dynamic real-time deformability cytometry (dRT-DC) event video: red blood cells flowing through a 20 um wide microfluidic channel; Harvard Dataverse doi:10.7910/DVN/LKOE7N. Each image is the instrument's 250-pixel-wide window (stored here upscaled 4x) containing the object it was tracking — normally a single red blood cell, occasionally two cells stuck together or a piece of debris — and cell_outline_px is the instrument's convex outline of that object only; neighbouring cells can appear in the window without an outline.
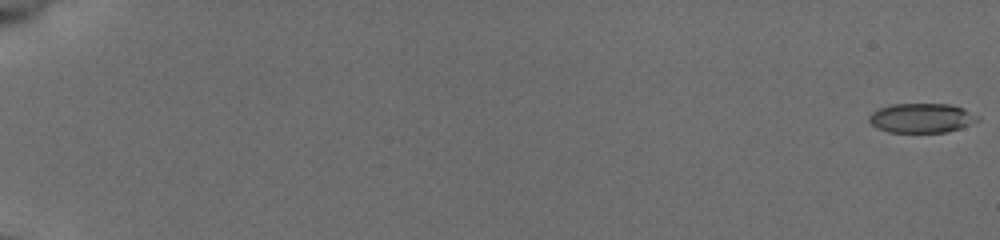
{"species": "common noctule bat (a hibernating species)", "species_latin": "Nyctalus noctula", "temperature_condition": "cold", "stored_images_in_passage": 21, "camera_frame_rate_fps": 3000, "um_per_image_px": 0.085, "animal": {"sex": "female", "body_mass_g": 19.5, "forearm_length_mm": 54.1}, "frame": {"image": 1, "passage_image": 1, "time_ms": 0.0, "image_size_px": [1000, 240], "cell_outline_px": [[980, 120], [960, 128], [944, 132], [888, 132], [876, 128], [868, 120], [868, 116], [872, 112], [880, 108], [892, 104], [948, 104], [964, 108], [980, 116]], "centroid_in_image_um": [78.34, 10.03], "position_along_channel_um": 6.7, "area_um2": 18.67}}
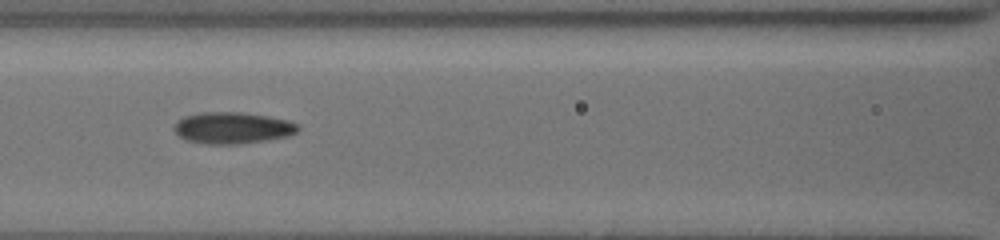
{"frame": {"image": 2, "passage_image": 18, "time_ms": 5.667, "image_size_px": [1000, 240], "cell_outline_px": [[300, 128], [296, 132], [288, 136], [264, 140], [236, 144], [208, 144], [188, 140], [180, 136], [172, 128], [176, 120], [184, 116], [200, 112], [240, 112], [268, 116], [288, 120], [300, 124]], "centroid_in_image_um": [19.76, 10.85], "position_along_channel_um": 146.8, "area_um2": 22.77}}
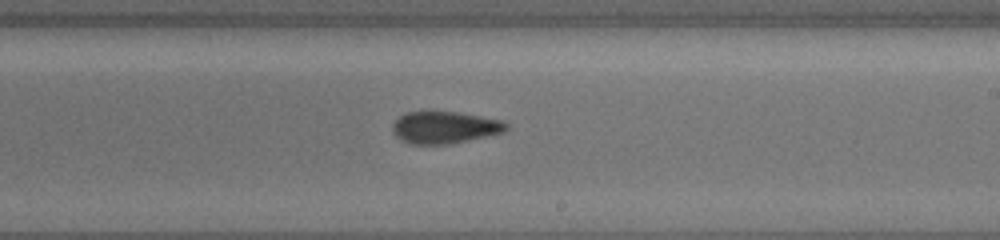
{"frame": {"image": 3, "passage_image": 21, "time_ms": 6.667, "image_size_px": [1000, 240], "cell_outline_px": [[508, 128], [504, 132], [452, 144], [412, 144], [396, 136], [392, 128], [392, 124], [404, 112], [424, 108], [432, 108], [460, 112], [504, 120], [508, 124]], "centroid_in_image_um": [37.79, 10.76], "position_along_channel_um": 251.2, "area_um2": 22.2}}